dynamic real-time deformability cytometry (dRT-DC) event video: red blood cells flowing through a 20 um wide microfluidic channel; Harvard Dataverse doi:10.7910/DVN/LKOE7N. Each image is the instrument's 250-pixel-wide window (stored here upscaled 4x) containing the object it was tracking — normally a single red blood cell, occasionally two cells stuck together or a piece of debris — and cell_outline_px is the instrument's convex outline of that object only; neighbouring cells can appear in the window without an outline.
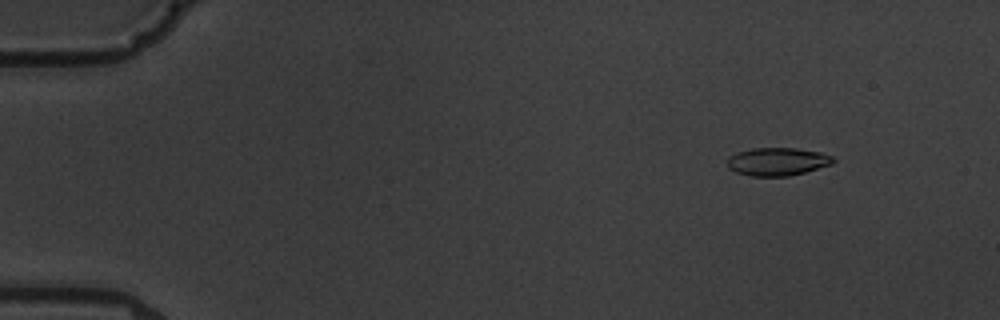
{"species": "common noctule bat (a hibernating species)", "species_latin": "Nyctalus noctula", "temperature_condition": "warm", "stored_images_in_passage": 6, "camera_frame_rate_fps": 3000, "um_per_image_px": 0.085, "animal": {"sex": "male", "body_mass_g": 19.5, "forearm_length_mm": 54.6}, "frame": {"image": 1, "passage_image": 2, "time_ms": 1.0, "image_size_px": [1000, 320], "cell_outline_px": [[836, 160], [832, 164], [804, 172], [788, 176], [748, 176], [736, 172], [728, 168], [728, 156], [736, 152], [752, 148], [796, 148], [820, 152], [832, 156]], "centroid_in_image_um": [66.06, 13.73], "position_along_channel_um": 18.9, "area_um2": 17.34}}
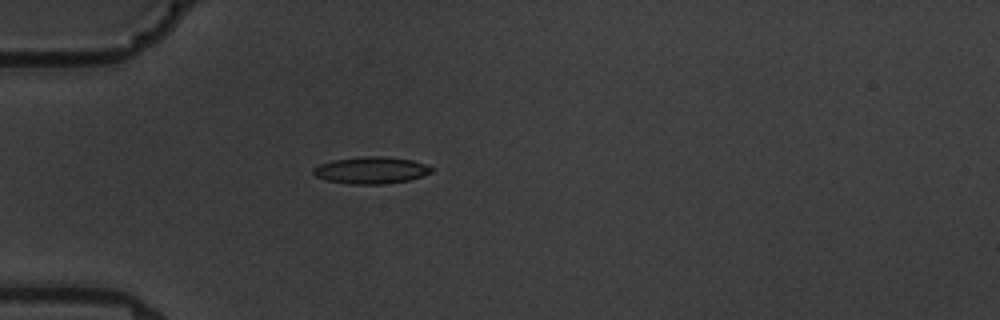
{"frame": {"image": 2, "passage_image": 5, "time_ms": 4.667, "image_size_px": [1000, 320], "cell_outline_px": [[436, 168], [432, 172], [408, 180], [380, 184], [348, 184], [328, 180], [316, 176], [312, 172], [312, 168], [320, 164], [332, 160], [364, 156], [384, 156], [412, 160], [428, 164]], "centroid_in_image_um": [31.57, 14.46], "position_along_channel_um": 53.4, "area_um2": 18.55}}